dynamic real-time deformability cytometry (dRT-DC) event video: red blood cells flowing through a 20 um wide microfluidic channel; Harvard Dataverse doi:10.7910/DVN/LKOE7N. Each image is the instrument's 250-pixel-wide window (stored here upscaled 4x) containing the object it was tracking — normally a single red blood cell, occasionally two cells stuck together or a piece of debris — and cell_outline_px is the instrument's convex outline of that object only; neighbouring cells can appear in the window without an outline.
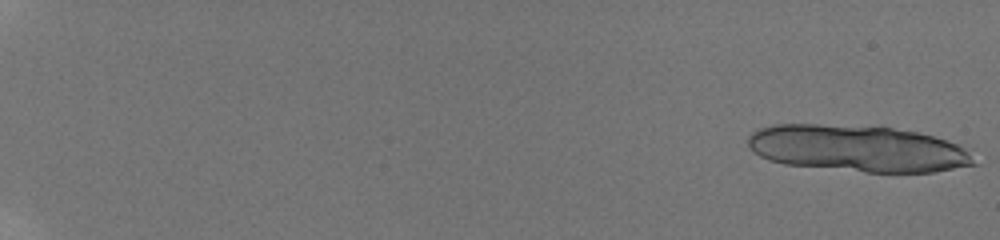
{"species": "human", "species_latin": "Homo sapiens", "temperature_condition": "room temperature", "stored_images_in_passage": 28, "camera_frame_rate_fps": 3000, "um_per_image_px": 0.085, "donor": {"sex": "male"}, "frame": {"image": 1, "passage_image": 1, "time_ms": 0.0, "image_size_px": [1000, 240], "cell_outline_px": [[980, 164], [932, 172], [864, 172], [784, 164], [768, 160], [752, 152], [748, 144], [748, 136], [756, 128], [772, 124], [820, 124], [892, 128], [916, 132], [932, 136], [972, 148]], "centroid_in_image_um": [72.95, 12.63], "position_along_channel_um": 12.1, "area_um2": 62.08}}